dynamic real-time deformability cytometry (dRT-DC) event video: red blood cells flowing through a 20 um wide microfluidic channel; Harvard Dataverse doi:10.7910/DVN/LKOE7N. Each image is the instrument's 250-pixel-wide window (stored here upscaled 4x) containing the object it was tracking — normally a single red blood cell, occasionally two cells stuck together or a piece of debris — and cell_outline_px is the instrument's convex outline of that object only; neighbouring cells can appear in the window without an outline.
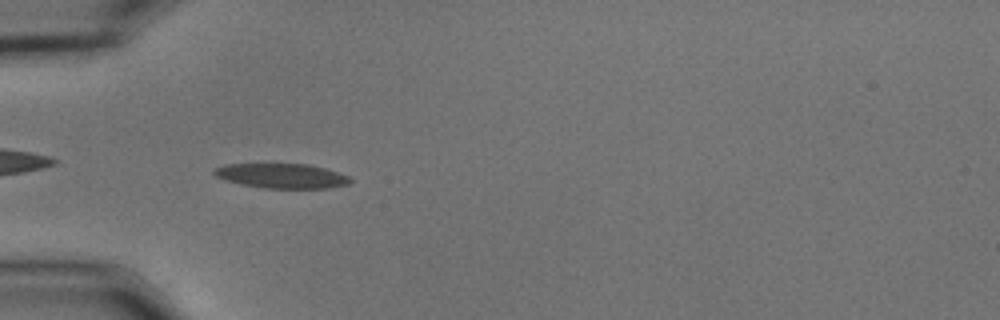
{"species": "common noctule bat (a hibernating species)", "species_latin": "Nyctalus noctula", "temperature_condition": "cold", "stored_images_in_passage": 41, "camera_frame_rate_fps": 3000, "um_per_image_px": 0.085, "animal": {"sex": "male", "body_mass_g": 15.6}, "frame": {"image": 1, "passage_image": 3, "time_ms": 0.667, "image_size_px": [1000, 320], "cell_outline_px": [[352, 180], [348, 184], [332, 188], [264, 188], [240, 184], [224, 180], [216, 176], [212, 172], [212, 168], [224, 164], [308, 164], [324, 168], [348, 176]], "centroid_in_image_um": [23.89, 14.95], "position_along_channel_um": 61.1, "area_um2": 19.65}}
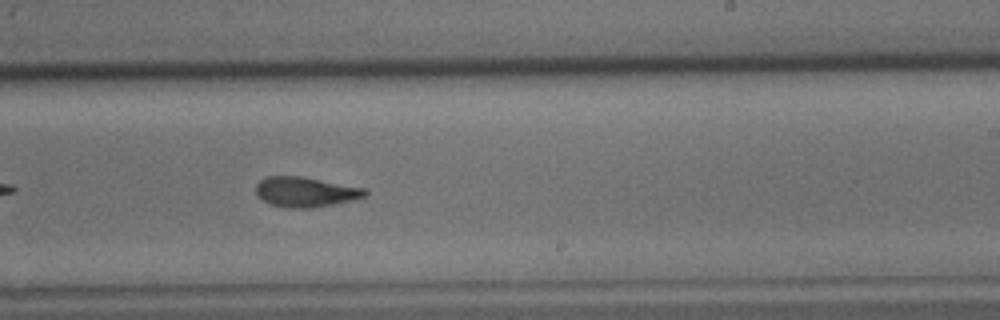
{"frame": {"image": 2, "passage_image": 20, "time_ms": 6.333, "image_size_px": [1000, 320], "cell_outline_px": [[368, 196], [352, 200], [312, 208], [288, 208], [272, 204], [256, 196], [256, 184], [260, 180], [268, 176], [300, 176], [368, 188]], "centroid_in_image_um": [26.0, 16.31], "position_along_channel_um": 263.0, "area_um2": 19.19}}
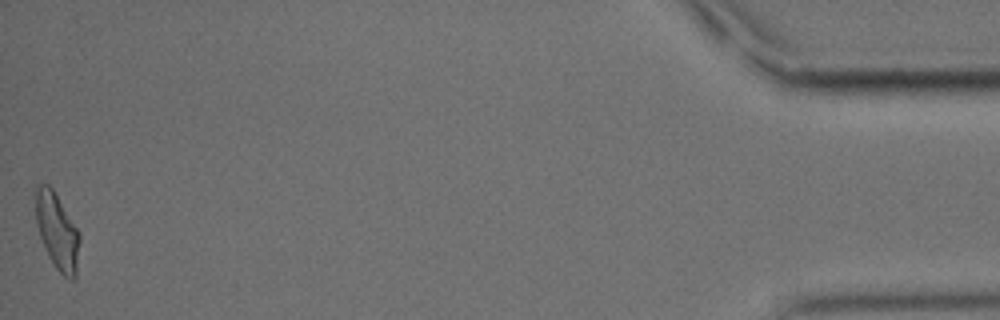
{"frame": {"image": 3, "passage_image": 41, "time_ms": 13.333, "image_size_px": [1000, 320], "cell_outline_px": [[80, 240], [76, 276], [72, 280], [68, 280], [56, 268], [48, 256], [40, 236], [36, 224], [36, 184], [48, 184], [52, 188], [80, 232]], "centroid_in_image_um": [4.87, 19.68], "position_along_channel_um": 430.3, "area_um2": 19.54}, "authors_computed_cell_mechanics": {"area_um2": 19.3052, "velocity_mm_per_s": 3.6322, "shape_relaxation_time_tau1_ms": 5.3525, "shape_relaxation_time_tau2_ms": 2.8465, "deformation_change_tau1": 0.1771, "deformation_change_tau2": 0.0992}}